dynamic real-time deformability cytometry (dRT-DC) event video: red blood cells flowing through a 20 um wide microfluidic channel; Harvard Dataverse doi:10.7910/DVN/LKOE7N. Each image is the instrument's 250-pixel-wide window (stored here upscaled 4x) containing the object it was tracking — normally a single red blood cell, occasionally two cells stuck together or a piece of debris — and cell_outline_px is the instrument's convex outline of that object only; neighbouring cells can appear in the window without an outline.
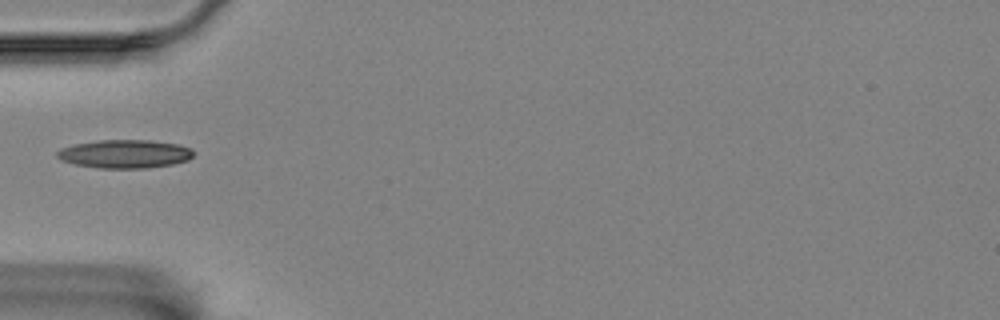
{"species": "Egyptian fruit bat (a non-hibernating species)", "species_latin": "Rousettus aegyptiacus", "temperature_condition": "room temperature", "stored_images_in_passage": 24, "camera_frame_rate_fps": 3000, "um_per_image_px": 0.085, "animal": {"sex": "female"}, "frame": {"image": 1, "passage_image": 1, "time_ms": 0.0, "image_size_px": [1000, 320], "cell_outline_px": [[196, 152], [188, 160], [172, 164], [148, 168], [100, 168], [76, 164], [64, 160], [56, 156], [56, 152], [60, 148], [76, 144], [100, 140], [152, 140], [180, 144], [192, 148]], "centroid_in_image_um": [10.68, 13.07], "position_along_channel_um": 74.3, "area_um2": 22.6}}
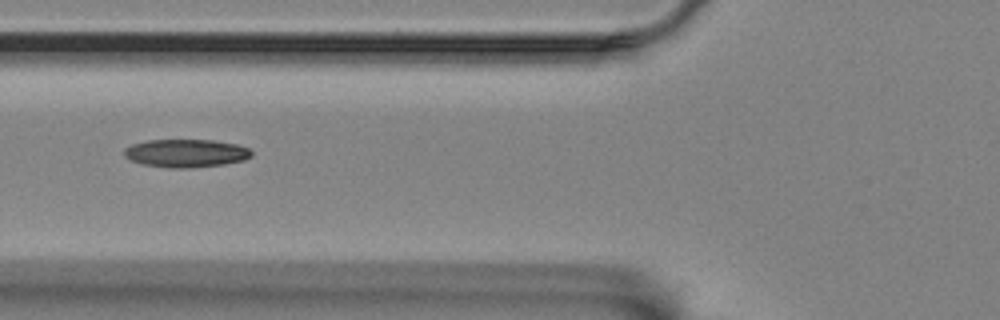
{"frame": {"image": 2, "passage_image": 4, "time_ms": 1.0, "image_size_px": [1000, 320], "cell_outline_px": [[252, 156], [244, 160], [224, 164], [180, 168], [172, 168], [144, 164], [132, 160], [124, 156], [124, 148], [132, 144], [148, 140], [212, 140], [236, 144], [248, 148], [252, 152]], "centroid_in_image_um": [15.81, 13.01], "position_along_channel_um": 110.0, "area_um2": 20.58}}
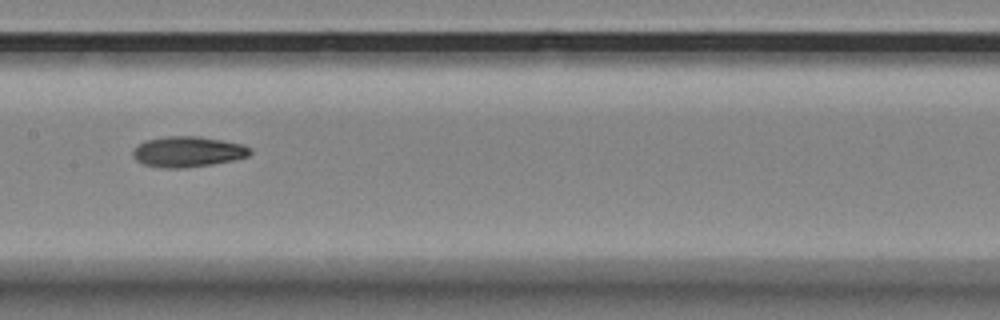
{"frame": {"image": 3, "passage_image": 11, "time_ms": 3.333, "image_size_px": [1000, 320], "cell_outline_px": [[252, 152], [248, 156], [232, 160], [212, 164], [184, 168], [164, 168], [144, 164], [136, 160], [132, 152], [144, 140], [168, 136], [200, 136], [244, 144], [252, 148]], "centroid_in_image_um": [16.0, 12.89], "position_along_channel_um": 191.4, "area_um2": 20.87}}